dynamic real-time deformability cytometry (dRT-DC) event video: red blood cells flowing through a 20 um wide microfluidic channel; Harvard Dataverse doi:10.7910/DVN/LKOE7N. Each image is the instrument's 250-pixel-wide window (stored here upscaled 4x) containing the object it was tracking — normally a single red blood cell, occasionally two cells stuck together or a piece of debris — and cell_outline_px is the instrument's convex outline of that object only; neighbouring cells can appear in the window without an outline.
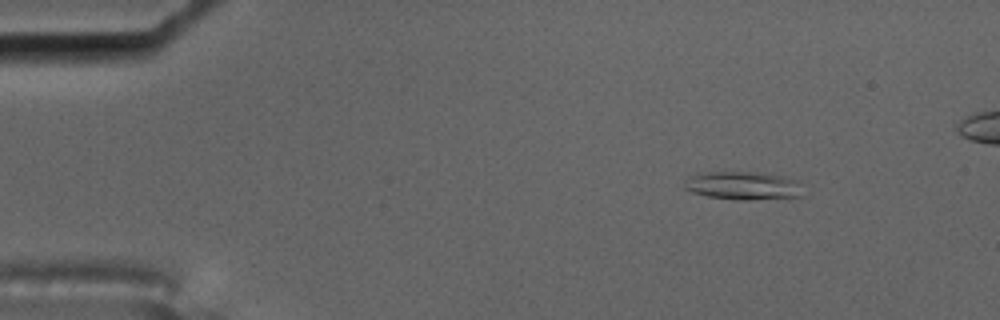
{"species": "common noctule bat (a hibernating species)", "species_latin": "Nyctalus noctula", "temperature_condition": "cold", "stored_images_in_passage": 6, "camera_frame_rate_fps": 3000, "um_per_image_px": 0.085, "animal": {"sex": "male", "body_mass_g": 17.5, "forearm_length_mm": 52.3}, "frame": {"image": 1, "passage_image": 3, "time_ms": 0.667, "image_size_px": [1000, 320], "cell_outline_px": [[804, 196], [748, 200], [736, 200], [708, 196], [692, 192], [684, 188], [684, 184], [692, 176], [700, 172], [760, 172], [800, 180]], "centroid_in_image_um": [63.23, 15.78], "position_along_channel_um": 21.8, "area_um2": 19.59}}